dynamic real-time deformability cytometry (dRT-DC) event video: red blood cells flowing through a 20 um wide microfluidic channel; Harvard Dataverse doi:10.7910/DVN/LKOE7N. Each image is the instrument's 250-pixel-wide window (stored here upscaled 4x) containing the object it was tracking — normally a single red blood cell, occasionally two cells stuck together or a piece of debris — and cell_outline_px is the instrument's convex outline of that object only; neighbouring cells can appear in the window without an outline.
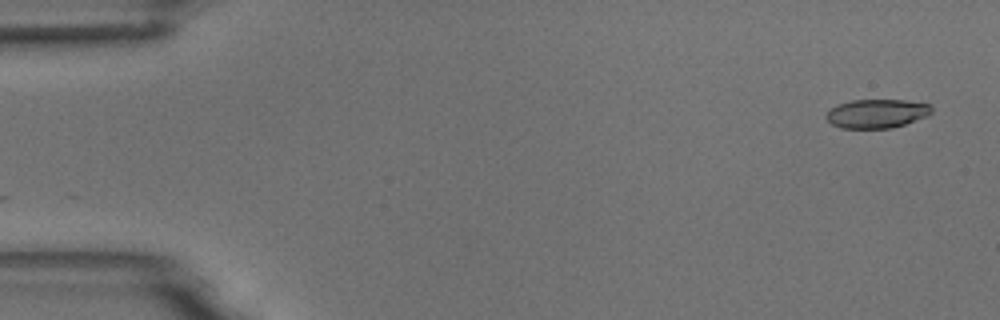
{"species": "common noctule bat (a hibernating species)", "species_latin": "Nyctalus noctula", "temperature_condition": "room temperature", "stored_images_in_passage": 4, "camera_frame_rate_fps": 3000, "um_per_image_px": 0.085, "animal": {"sex": "male", "body_mass_g": 18.8}, "frame": {"image": 1, "passage_image": 1, "time_ms": 0.0, "image_size_px": [1000, 320], "cell_outline_px": [[932, 112], [928, 116], [892, 128], [840, 128], [832, 124], [824, 116], [828, 108], [836, 104], [852, 100], [904, 100], [928, 104], [932, 108]], "centroid_in_image_um": [74.47, 9.65], "position_along_channel_um": 10.5, "area_um2": 17.86}}
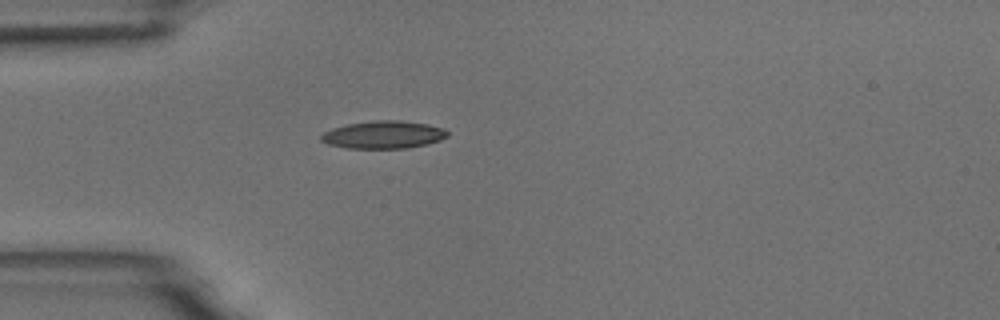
{"frame": {"image": 2, "passage_image": 4, "time_ms": 4.333, "image_size_px": [1000, 320], "cell_outline_px": [[448, 136], [440, 140], [428, 144], [408, 148], [348, 148], [328, 144], [320, 140], [320, 136], [324, 132], [332, 128], [348, 124], [372, 120], [400, 120], [428, 124], [444, 128], [448, 132]], "centroid_in_image_um": [32.61, 11.45], "position_along_channel_um": 52.4, "area_um2": 20.46}}